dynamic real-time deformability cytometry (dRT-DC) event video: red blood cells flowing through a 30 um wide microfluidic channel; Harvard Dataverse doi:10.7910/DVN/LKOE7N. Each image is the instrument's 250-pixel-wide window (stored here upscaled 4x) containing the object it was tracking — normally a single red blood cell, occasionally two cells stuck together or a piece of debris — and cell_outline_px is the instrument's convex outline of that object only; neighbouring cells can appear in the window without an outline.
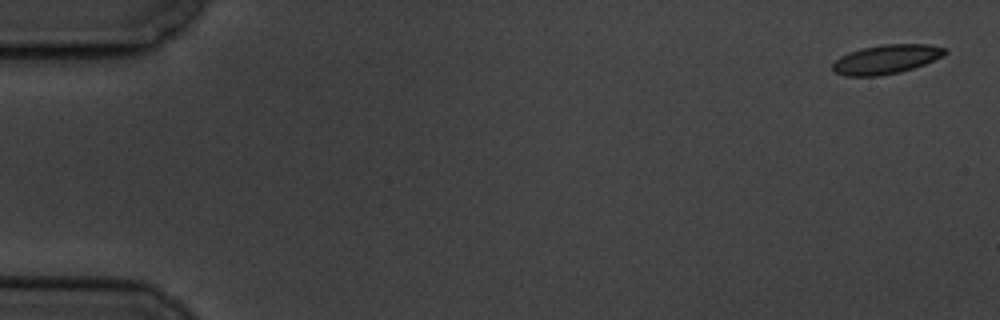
{"species": "common noctule bat (a hibernating species)", "species_latin": "Nyctalus noctula", "temperature_condition": "cold", "stored_images_in_passage": 6, "camera_frame_rate_fps": 3000, "um_per_image_px": 0.085, "animal": {"sex": "male", "body_mass_g": 19.5, "forearm_length_mm": 54.6}, "frame": {"image": 1, "passage_image": 1, "time_ms": 0.0, "image_size_px": [1000, 320], "cell_outline_px": [[948, 52], [924, 64], [900, 72], [880, 76], [844, 76], [832, 72], [832, 64], [840, 56], [848, 52], [864, 48], [884, 44], [928, 44], [948, 48]], "centroid_in_image_um": [75.29, 5.04], "position_along_channel_um": 9.7, "area_um2": 19.07}}
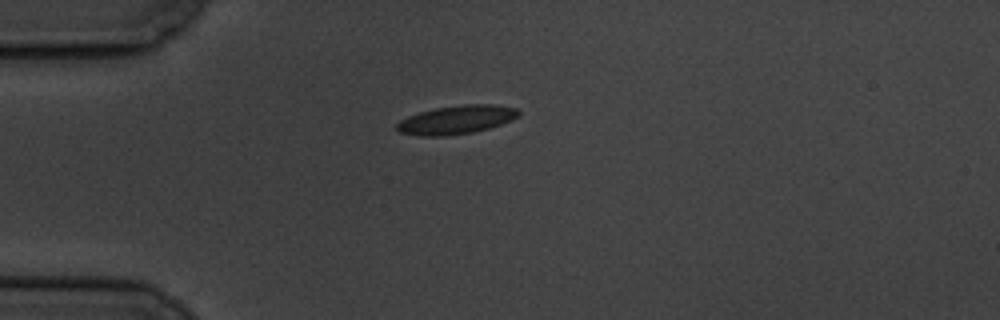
{"frame": {"image": 2, "passage_image": 5, "time_ms": 4.667, "image_size_px": [1000, 320], "cell_outline_px": [[520, 116], [512, 120], [488, 128], [472, 132], [448, 136], [416, 136], [400, 132], [396, 128], [396, 124], [400, 120], [408, 116], [420, 112], [436, 108], [464, 104], [496, 104], [516, 108], [520, 112]], "centroid_in_image_um": [38.8, 10.18], "position_along_channel_um": 46.2, "area_um2": 20.35}}